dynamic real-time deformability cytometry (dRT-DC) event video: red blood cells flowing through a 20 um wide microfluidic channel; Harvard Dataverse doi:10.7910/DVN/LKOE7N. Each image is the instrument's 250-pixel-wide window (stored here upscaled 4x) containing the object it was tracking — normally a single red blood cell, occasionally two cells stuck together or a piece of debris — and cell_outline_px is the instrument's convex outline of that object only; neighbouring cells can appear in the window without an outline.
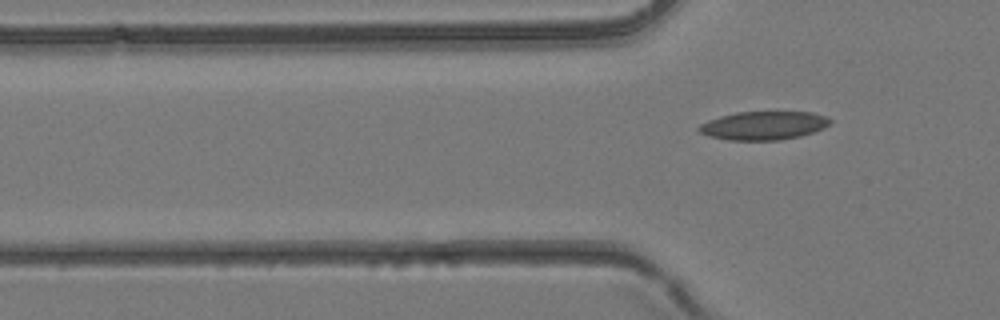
{"species": "common noctule bat (a hibernating species)", "species_latin": "Nyctalus noctula", "temperature_condition": "room temperature", "stored_images_in_passage": 3, "camera_frame_rate_fps": 3000, "um_per_image_px": 0.085, "animal": {"sex": "female", "body_mass_g": 24.6, "forearm_length_mm": 56.2}, "frame": {"image": 1, "passage_image": 3, "time_ms": 0.667, "image_size_px": [1000, 320], "cell_outline_px": [[832, 124], [824, 128], [800, 136], [780, 140], [728, 140], [708, 136], [700, 132], [696, 128], [700, 124], [708, 120], [720, 116], [736, 112], [812, 112], [824, 116], [832, 120]], "centroid_in_image_um": [64.9, 10.67], "position_along_channel_um": 60.9, "area_um2": 21.85}}